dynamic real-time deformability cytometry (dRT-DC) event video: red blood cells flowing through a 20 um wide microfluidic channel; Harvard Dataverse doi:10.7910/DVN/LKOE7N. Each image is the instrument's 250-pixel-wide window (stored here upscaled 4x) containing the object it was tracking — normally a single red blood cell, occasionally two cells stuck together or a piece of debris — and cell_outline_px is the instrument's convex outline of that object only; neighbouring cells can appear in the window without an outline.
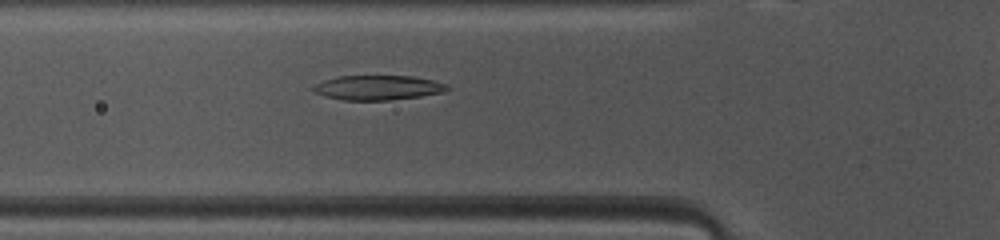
{"species": "common noctule bat (a hibernating species)", "species_latin": "Nyctalus noctula", "temperature_condition": "warm", "stored_images_in_passage": 40, "camera_frame_rate_fps": 3000, "um_per_image_px": 0.085, "animal": {"sex": "female", "body_mass_g": 10.0, "forearm_length_mm": 53.1}, "frame": {"image": 1, "passage_image": 8, "time_ms": 2.333, "image_size_px": [1000, 240], "cell_outline_px": [[452, 88], [444, 92], [420, 96], [392, 100], [344, 100], [324, 96], [316, 92], [312, 88], [316, 84], [324, 80], [340, 76], [412, 76], [432, 80], [448, 84]], "centroid_in_image_um": [32.17, 7.45], "position_along_channel_um": 93.6, "area_um2": 19.19}}
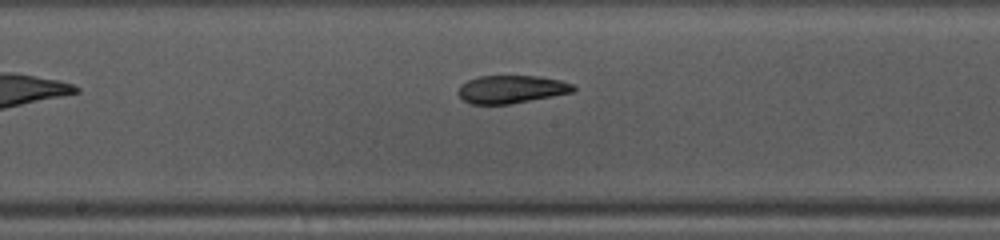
{"frame": {"image": 2, "passage_image": 16, "time_ms": 5.0, "image_size_px": [1000, 240], "cell_outline_px": [[576, 92], [508, 104], [472, 104], [464, 100], [460, 96], [460, 84], [468, 80], [480, 76], [536, 76], [560, 80], [572, 84], [576, 88]], "centroid_in_image_um": [43.5, 7.58], "position_along_channel_um": 204.7, "area_um2": 18.55}}
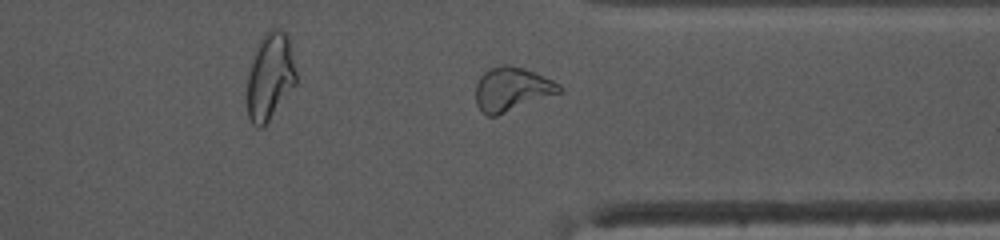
{"frame": {"image": 3, "passage_image": 28, "time_ms": 9.0, "image_size_px": [1000, 240], "cell_outline_px": [[564, 88], [560, 92], [496, 116], [488, 116], [476, 104], [476, 84], [480, 76], [488, 68], [504, 64], [508, 64], [524, 68], [536, 72], [560, 84]], "centroid_in_image_um": [43.5, 7.55], "position_along_channel_um": 367.9, "area_um2": 21.27}, "authors_computed_cell_mechanics": {"area_um2": 19.7965, "velocity_mm_per_s": 4.1326, "shape_relaxation_time_tau1_ms": 10.156, "shape_relaxation_time_tau2_ms": 3.9157, "deformation_change_tau1": 0.2813, "deformation_change_tau2": 0.1251}}